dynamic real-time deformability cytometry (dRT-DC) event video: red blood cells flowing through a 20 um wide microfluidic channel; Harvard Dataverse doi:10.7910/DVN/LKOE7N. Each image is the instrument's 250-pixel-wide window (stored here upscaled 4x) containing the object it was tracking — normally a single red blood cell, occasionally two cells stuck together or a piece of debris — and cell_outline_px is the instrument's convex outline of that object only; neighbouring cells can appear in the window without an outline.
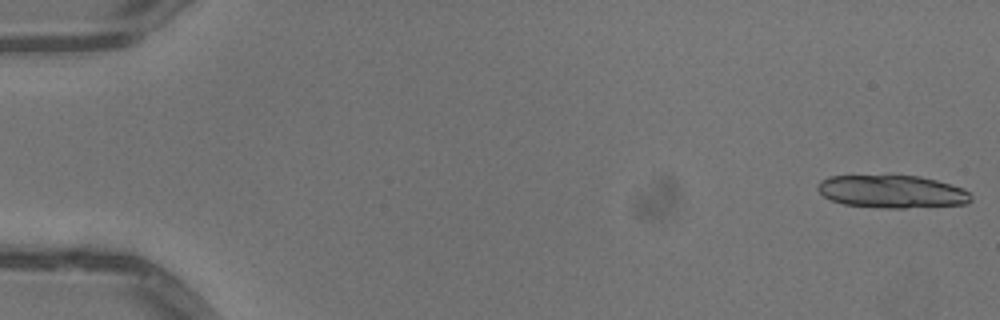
{"species": "common noctule bat (a hibernating species)", "species_latin": "Nyctalus noctula", "temperature_condition": "warm", "stored_images_in_passage": 29, "segment_of_instrument_passage": [1, 2], "camera_frame_rate_fps": 3000, "um_per_image_px": 0.085, "animal": {"sex": "male", "body_mass_g": 13.3}, "frame": {"image": 1, "passage_image": 1, "time_ms": 0.0, "image_size_px": [1000, 320], "cell_outline_px": [[972, 200], [968, 204], [904, 208], [884, 208], [844, 204], [832, 200], [824, 196], [816, 188], [816, 184], [820, 180], [828, 176], [888, 172], [920, 176], [936, 180], [964, 188], [972, 196]], "centroid_in_image_um": [75.78, 16.23], "position_along_channel_um": 9.2, "area_um2": 30.63}}